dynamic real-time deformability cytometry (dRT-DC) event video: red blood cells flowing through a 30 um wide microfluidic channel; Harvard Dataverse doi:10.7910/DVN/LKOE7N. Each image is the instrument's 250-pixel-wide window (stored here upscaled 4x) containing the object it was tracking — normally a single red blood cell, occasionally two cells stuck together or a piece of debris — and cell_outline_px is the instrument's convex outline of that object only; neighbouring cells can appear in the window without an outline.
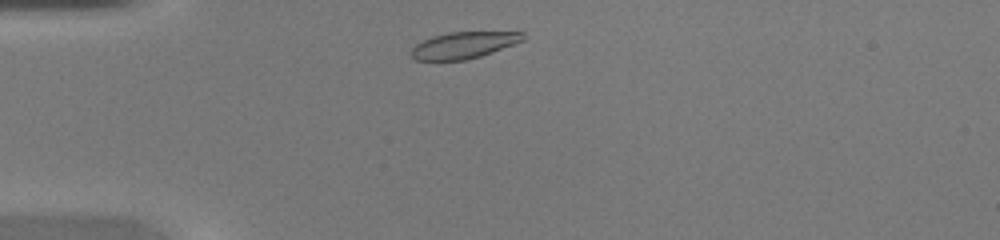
{"species": "common noctule bat (a hibernating species)", "species_latin": "Nyctalus noctula", "temperature_condition": "warm", "stored_images_in_passage": 35, "camera_frame_rate_fps": 3000, "um_per_image_px": 0.085, "animal": {"sex": "female", "body_mass_g": 20.0, "forearm_length_mm": 54.0}, "frame": {"image": 1, "passage_image": 2, "time_ms": 0.333, "image_size_px": [1000, 240], "cell_outline_px": [[524, 40], [492, 52], [468, 60], [412, 60], [408, 52], [416, 44], [432, 36], [448, 32], [524, 32]], "centroid_in_image_um": [39.35, 3.85], "position_along_channel_um": 45.6, "area_um2": 17.34}}
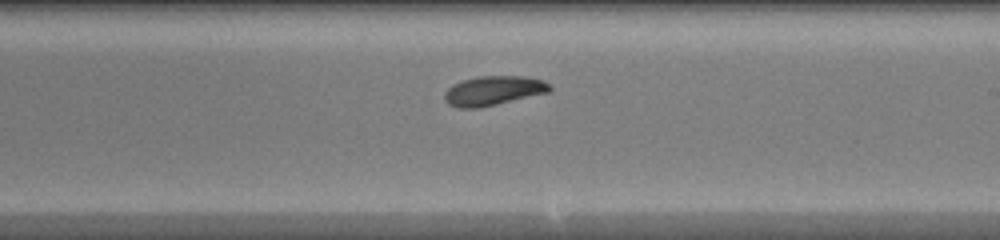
{"frame": {"image": 2, "passage_image": 17, "time_ms": 5.333, "image_size_px": [1000, 240], "cell_outline_px": [[552, 88], [548, 92], [496, 104], [476, 108], [460, 108], [448, 104], [444, 100], [444, 92], [452, 84], [464, 80], [480, 76], [524, 76], [544, 80]], "centroid_in_image_um": [41.91, 7.7], "position_along_channel_um": 247.1, "area_um2": 17.86}}
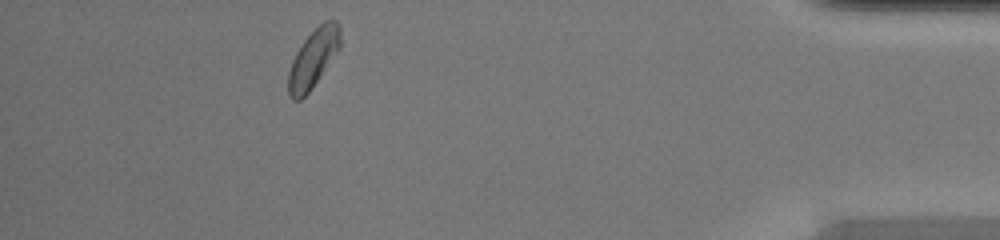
{"frame": {"image": 3, "passage_image": 31, "time_ms": 10.0, "image_size_px": [1000, 240], "cell_outline_px": [[340, 48], [312, 88], [300, 100], [292, 100], [288, 96], [288, 72], [292, 60], [296, 52], [304, 40], [324, 20], [336, 20], [340, 24]], "centroid_in_image_um": [26.62, 4.97], "position_along_channel_um": 408.6, "area_um2": 17.63}}